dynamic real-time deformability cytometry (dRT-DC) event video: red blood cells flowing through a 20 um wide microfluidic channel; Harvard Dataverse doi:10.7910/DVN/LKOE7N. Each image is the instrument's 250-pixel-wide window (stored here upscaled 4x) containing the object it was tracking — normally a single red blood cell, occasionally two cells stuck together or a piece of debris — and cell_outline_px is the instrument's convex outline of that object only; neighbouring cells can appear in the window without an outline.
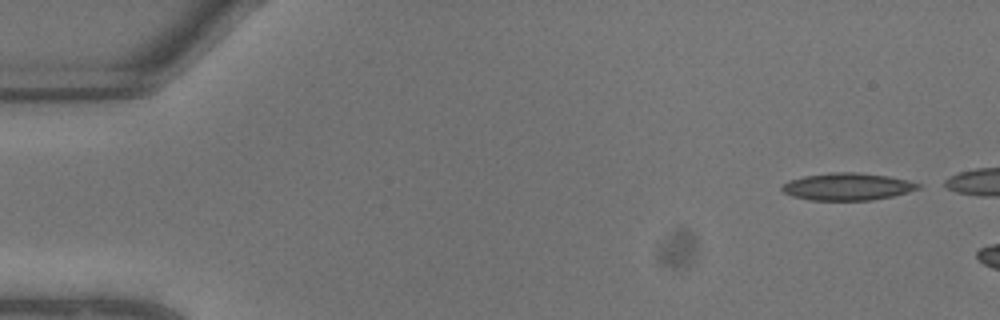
{"species": "common noctule bat (a hibernating species)", "species_latin": "Nyctalus noctula", "temperature_condition": "warm", "stored_images_in_passage": 5, "camera_frame_rate_fps": 3000, "um_per_image_px": 0.085, "animal": {"sex": "male", "body_mass_g": 13.3}, "frame": {"image": 1, "passage_image": 1, "time_ms": 0.0, "image_size_px": [1000, 320], "cell_outline_px": [[920, 188], [908, 192], [892, 196], [872, 200], [812, 200], [792, 196], [784, 192], [780, 188], [784, 184], [792, 180], [804, 176], [832, 172], [856, 172], [888, 176], [920, 184]], "centroid_in_image_um": [72.02, 15.86], "position_along_channel_um": 13.0, "area_um2": 21.33}}